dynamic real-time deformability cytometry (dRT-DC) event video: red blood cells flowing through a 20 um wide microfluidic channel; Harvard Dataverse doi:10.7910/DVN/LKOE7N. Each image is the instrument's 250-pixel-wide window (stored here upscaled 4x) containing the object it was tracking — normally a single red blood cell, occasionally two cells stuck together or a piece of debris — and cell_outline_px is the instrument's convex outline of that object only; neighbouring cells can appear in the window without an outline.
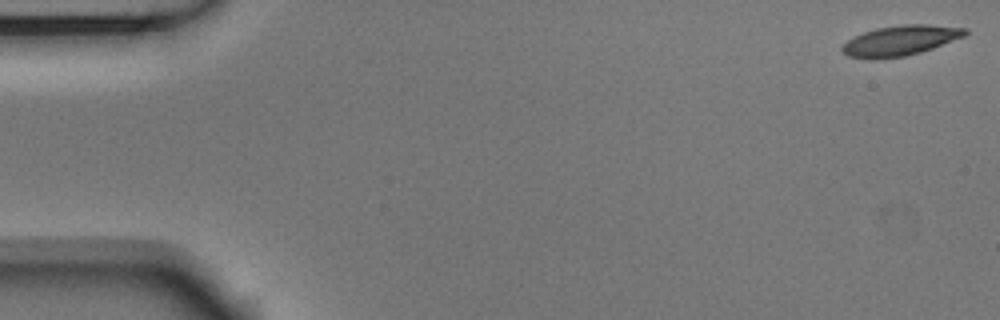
{"species": "Egyptian fruit bat (a non-hibernating species)", "species_latin": "Rousettus aegyptiacus", "temperature_condition": "room temperature", "stored_images_in_passage": 54, "camera_frame_rate_fps": 3000, "um_per_image_px": 0.085, "animal": {"sex": "male"}, "frame": {"image": 1, "passage_image": 1, "time_ms": 0.0, "image_size_px": [1000, 320], "cell_outline_px": [[968, 32], [964, 36], [932, 48], [920, 52], [904, 56], [872, 60], [848, 56], [840, 48], [848, 40], [864, 32], [876, 28], [900, 24], [928, 24], [968, 28]], "centroid_in_image_um": [76.52, 3.44], "position_along_channel_um": 8.5, "area_um2": 21.56}}
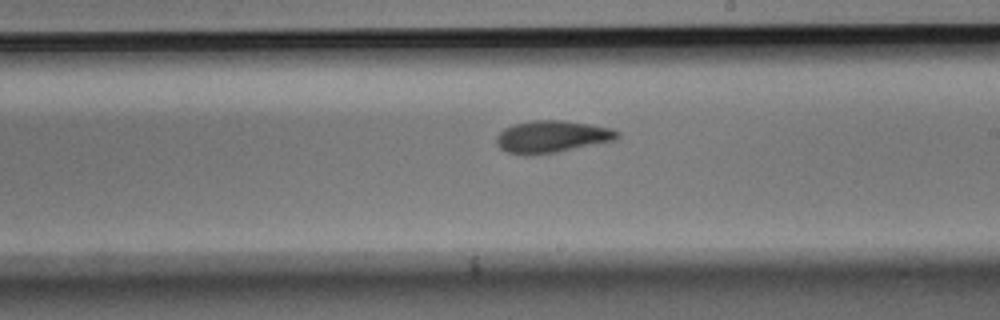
{"frame": {"image": 2, "passage_image": 31, "time_ms": 10.0, "image_size_px": [1000, 320], "cell_outline_px": [[620, 136], [616, 140], [556, 152], [508, 152], [500, 148], [496, 140], [496, 136], [504, 128], [512, 124], [532, 120], [564, 120], [612, 128], [620, 132]], "centroid_in_image_um": [46.97, 11.56], "position_along_channel_um": 242.0, "area_um2": 22.02}}
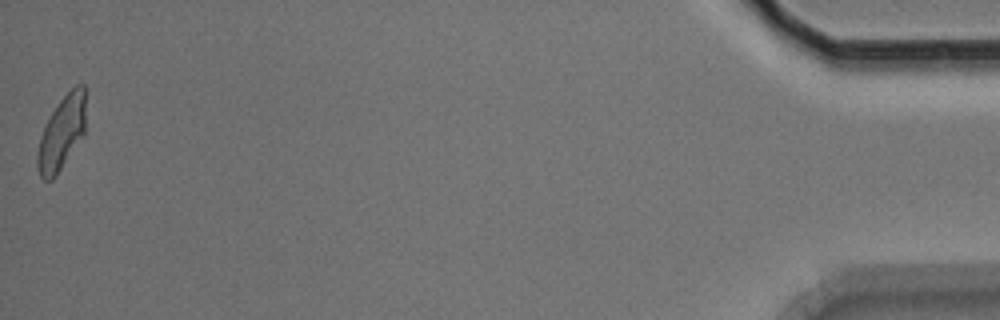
{"frame": {"image": 3, "passage_image": 54, "time_ms": 17.667, "image_size_px": [1000, 320], "cell_outline_px": [[84, 136], [56, 176], [52, 180], [44, 180], [40, 176], [36, 164], [36, 152], [40, 136], [52, 112], [60, 100], [76, 84], [84, 84]], "centroid_in_image_um": [5.22, 11.36], "position_along_channel_um": 430.0, "area_um2": 20.63}, "authors_computed_cell_mechanics": {"area_um2": 21.5594, "velocity_mm_per_s": 3.6864, "shape_relaxation_time_tau1_ms": 4.0001, "shape_relaxation_time_tau2_ms": 2.5821, "deformation_change_tau1": 0.1583, "deformation_change_tau2": 0.0987}}